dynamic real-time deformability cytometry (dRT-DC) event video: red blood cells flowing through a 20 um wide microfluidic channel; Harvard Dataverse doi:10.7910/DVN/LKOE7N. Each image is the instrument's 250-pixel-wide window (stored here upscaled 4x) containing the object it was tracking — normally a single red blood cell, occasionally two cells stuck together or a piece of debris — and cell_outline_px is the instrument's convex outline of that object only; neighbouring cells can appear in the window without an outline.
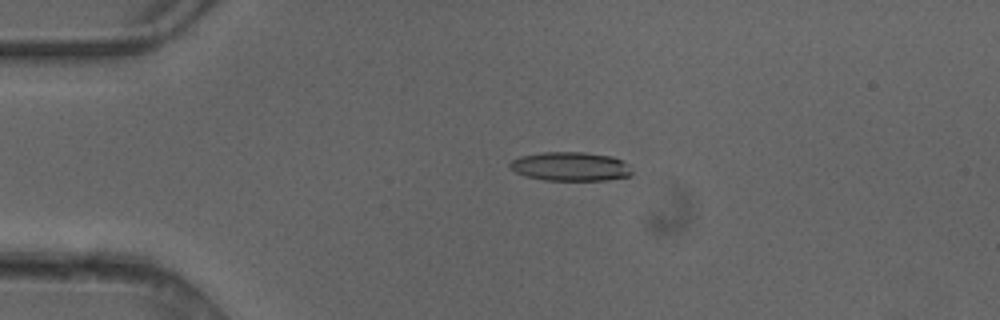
{"species": "common noctule bat (a hibernating species)", "species_latin": "Nyctalus noctula", "temperature_condition": "cold", "stored_images_in_passage": 3, "camera_frame_rate_fps": 3000, "um_per_image_px": 0.085, "animal": {"sex": "female"}, "frame": {"image": 1, "passage_image": 3, "time_ms": 0.667, "image_size_px": [1000, 320], "cell_outline_px": [[632, 176], [604, 180], [544, 180], [524, 176], [508, 168], [508, 164], [512, 160], [520, 156], [540, 152], [584, 152], [612, 156], [628, 164], [632, 172]], "centroid_in_image_um": [48.46, 14.15], "position_along_channel_um": 36.5, "area_um2": 20.75}}